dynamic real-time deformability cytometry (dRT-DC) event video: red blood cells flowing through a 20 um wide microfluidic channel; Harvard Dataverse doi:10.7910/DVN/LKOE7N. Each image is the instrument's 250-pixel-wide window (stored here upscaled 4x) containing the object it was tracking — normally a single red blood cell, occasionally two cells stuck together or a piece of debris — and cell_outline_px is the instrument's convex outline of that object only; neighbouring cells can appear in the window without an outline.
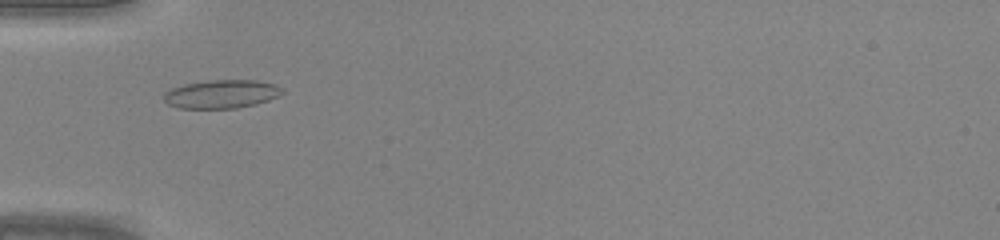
{"species": "common noctule bat (a hibernating species)", "species_latin": "Nyctalus noctula", "temperature_condition": "warm", "stored_images_in_passage": 41, "camera_frame_rate_fps": 3000, "um_per_image_px": 0.085, "animal": {"sex": "male", "body_mass_g": 20.0, "forearm_length_mm": 53.3}, "frame": {"image": 1, "passage_image": 11, "time_ms": 3.333, "image_size_px": [1000, 240], "cell_outline_px": [[284, 92], [268, 100], [256, 104], [236, 108], [180, 108], [168, 104], [164, 100], [164, 92], [172, 88], [184, 84], [208, 80], [256, 80], [276, 84], [284, 88]], "centroid_in_image_um": [18.84, 7.98], "position_along_channel_um": 66.2, "area_um2": 19.65}}
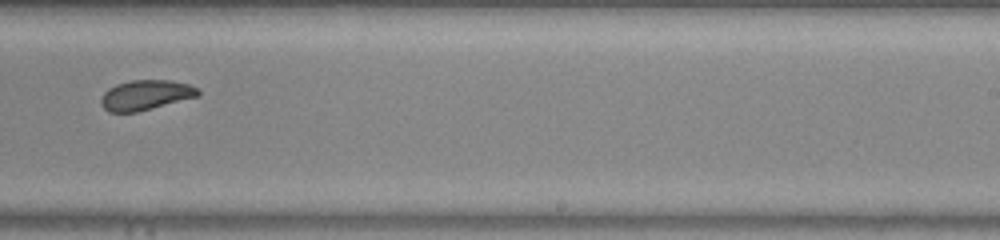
{"frame": {"image": 2, "passage_image": 25, "time_ms": 8.0, "image_size_px": [1000, 240], "cell_outline_px": [[200, 96], [136, 112], [108, 112], [100, 104], [100, 100], [104, 92], [108, 88], [116, 84], [132, 80], [168, 80], [188, 84], [196, 88], [200, 92]], "centroid_in_image_um": [12.36, 8.08], "position_along_channel_um": 276.6, "area_um2": 16.94}}
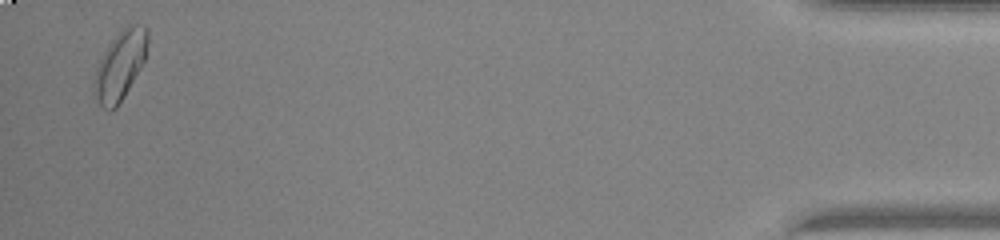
{"frame": {"image": 3, "passage_image": 40, "time_ms": 13.0, "image_size_px": [1000, 240], "cell_outline_px": [[148, 44], [144, 60], [140, 68], [124, 96], [116, 108], [108, 112], [92, 96], [92, 88], [96, 68], [104, 52], [112, 40], [128, 24], [144, 24], [148, 28]], "centroid_in_image_um": [10.2, 5.57], "position_along_channel_um": 425.0, "area_um2": 21.5}}